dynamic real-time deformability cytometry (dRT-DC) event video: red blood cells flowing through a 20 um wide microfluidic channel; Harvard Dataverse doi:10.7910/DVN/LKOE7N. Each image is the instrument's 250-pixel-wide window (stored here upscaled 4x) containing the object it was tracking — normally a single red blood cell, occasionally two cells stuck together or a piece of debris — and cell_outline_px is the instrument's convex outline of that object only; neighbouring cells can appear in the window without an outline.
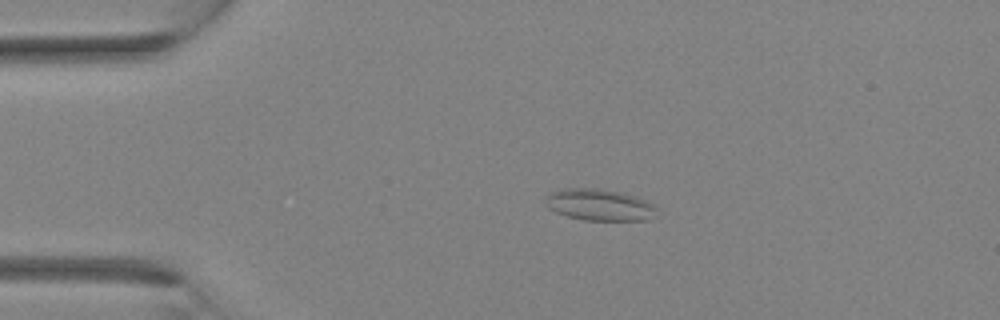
{"species": "Egyptian fruit bat (a non-hibernating species)", "species_latin": "Rousettus aegyptiacus", "temperature_condition": "room temperature", "stored_images_in_passage": 2, "camera_frame_rate_fps": 3000, "um_per_image_px": 0.085, "animal": {"sex": "female"}, "frame": {"image": 1, "passage_image": 1, "time_ms": 0.0, "image_size_px": [1000, 320], "cell_outline_px": [[656, 208], [648, 220], [584, 220], [568, 216], [556, 212], [548, 208], [544, 204], [544, 200], [552, 192], [568, 188], [596, 188], [620, 192], [636, 196], [652, 204]], "centroid_in_image_um": [50.9, 17.41], "position_along_channel_um": 34.1, "area_um2": 20.17}}